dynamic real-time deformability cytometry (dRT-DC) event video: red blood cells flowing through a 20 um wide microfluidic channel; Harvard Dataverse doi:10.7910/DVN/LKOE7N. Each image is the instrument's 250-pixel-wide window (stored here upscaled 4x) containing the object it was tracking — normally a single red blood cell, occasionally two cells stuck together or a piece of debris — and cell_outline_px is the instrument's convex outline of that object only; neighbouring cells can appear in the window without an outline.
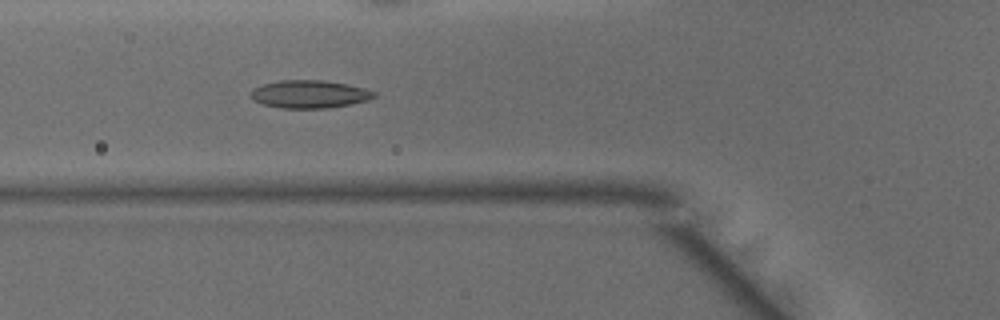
{"species": "common noctule bat (a hibernating species)", "species_latin": "Nyctalus noctula", "temperature_condition": "warm", "stored_images_in_passage": 47, "camera_frame_rate_fps": 3000, "um_per_image_px": 0.085, "animal": {"sex": "male", "body_mass_g": 15.6}, "frame": {"image": 1, "passage_image": 16, "time_ms": 5.0, "image_size_px": [1000, 320], "cell_outline_px": [[376, 96], [368, 100], [328, 108], [284, 108], [264, 104], [252, 100], [252, 88], [264, 84], [280, 80], [320, 80], [344, 84], [364, 88], [376, 92]], "centroid_in_image_um": [26.3, 8.0], "position_along_channel_um": 99.5, "area_um2": 19.71}}
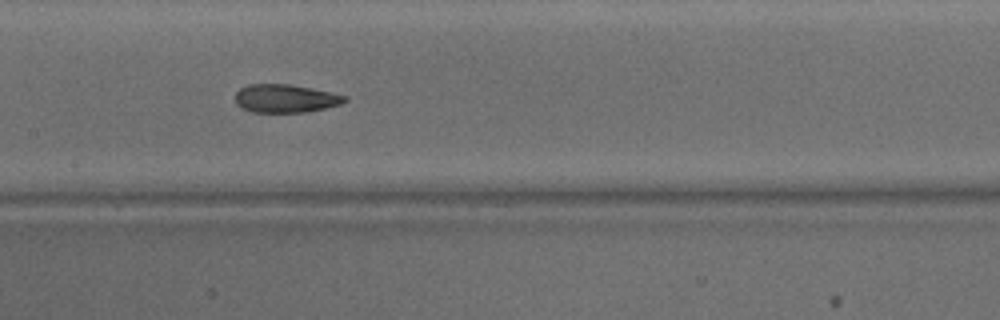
{"frame": {"image": 2, "passage_image": 22, "time_ms": 7.0, "image_size_px": [1000, 320], "cell_outline_px": [[348, 100], [340, 104], [324, 108], [304, 112], [252, 112], [240, 108], [236, 104], [236, 92], [240, 88], [248, 84], [288, 84], [312, 88], [332, 92], [348, 96]], "centroid_in_image_um": [24.25, 8.36], "position_along_channel_um": 183.1, "area_um2": 18.09}}
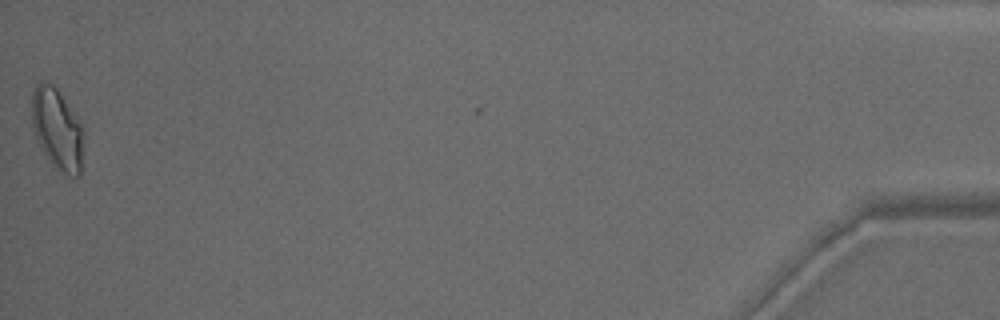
{"frame": {"image": 3, "passage_image": 47, "time_ms": 15.333, "image_size_px": [1000, 320], "cell_outline_px": [[84, 136], [80, 176], [68, 176], [52, 164], [40, 144], [36, 136], [32, 124], [32, 92], [36, 84], [40, 80], [48, 80], [56, 88], [84, 124]], "centroid_in_image_um": [4.9, 10.92], "position_along_channel_um": 430.3, "area_um2": 24.74}, "authors_computed_cell_mechanics": {"area_um2": 19.4786, "velocity_mm_per_s": 4.1579, "shape_relaxation_time_tau1_ms": 7.5799, "shape_relaxation_time_tau2_ms": 1.5713, "deformation_change_tau1": 0.2064, "deformation_change_tau2": 0.0806}}